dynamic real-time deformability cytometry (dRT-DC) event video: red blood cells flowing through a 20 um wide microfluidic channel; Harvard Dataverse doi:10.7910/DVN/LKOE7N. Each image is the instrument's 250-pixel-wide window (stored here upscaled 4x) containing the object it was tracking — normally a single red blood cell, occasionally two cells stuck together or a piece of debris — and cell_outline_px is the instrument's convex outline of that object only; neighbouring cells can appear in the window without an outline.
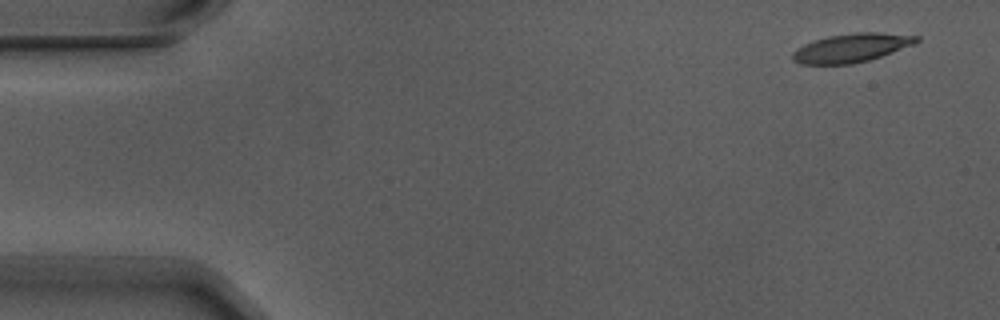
{"species": "Egyptian fruit bat (a non-hibernating species)", "species_latin": "Rousettus aegyptiacus", "temperature_condition": "warm", "stored_images_in_passage": 5, "camera_frame_rate_fps": 3000, "um_per_image_px": 0.085, "animal": {"sex": "male"}, "frame": {"image": 1, "passage_image": 1, "time_ms": 0.0, "image_size_px": [1000, 320], "cell_outline_px": [[920, 40], [912, 44], [892, 52], [868, 60], [852, 64], [800, 64], [792, 60], [792, 52], [796, 48], [804, 44], [828, 36], [856, 32], [880, 32], [920, 36]], "centroid_in_image_um": [72.34, 4.06], "position_along_channel_um": 12.7, "area_um2": 20.58}}
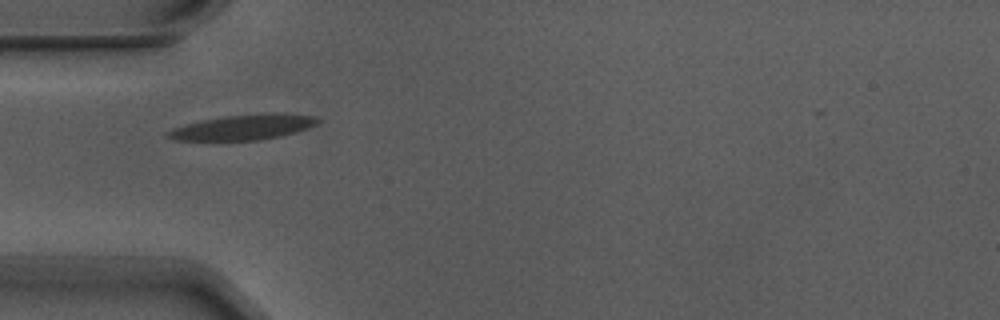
{"frame": {"image": 2, "passage_image": 5, "time_ms": 1.333, "image_size_px": [1000, 320], "cell_outline_px": [[320, 120], [316, 124], [308, 128], [280, 136], [260, 140], [176, 140], [164, 136], [164, 132], [172, 128], [204, 120], [224, 116], [264, 112], [284, 112], [316, 116]], "centroid_in_image_um": [20.71, 10.79], "position_along_channel_um": 64.3, "area_um2": 22.25}}